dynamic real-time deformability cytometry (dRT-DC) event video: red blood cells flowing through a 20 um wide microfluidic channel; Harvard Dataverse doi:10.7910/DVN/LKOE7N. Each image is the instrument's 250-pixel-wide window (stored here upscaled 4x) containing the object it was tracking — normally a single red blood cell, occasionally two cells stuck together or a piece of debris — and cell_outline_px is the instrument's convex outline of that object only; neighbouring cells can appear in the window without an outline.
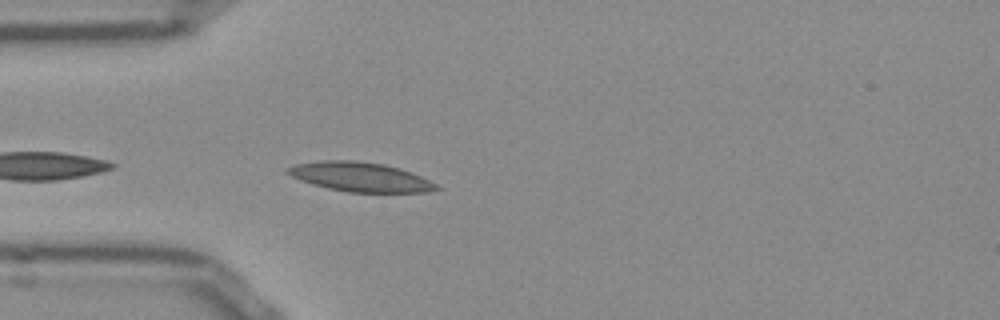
{"species": "Egyptian fruit bat (a non-hibernating species)", "species_latin": "Rousettus aegyptiacus", "temperature_condition": "room temperature", "stored_images_in_passage": 6, "camera_frame_rate_fps": 3000, "um_per_image_px": 0.085, "frame": {"image": 1, "passage_image": 2, "time_ms": 0.333, "image_size_px": [1000, 320], "cell_outline_px": [[440, 188], [428, 192], [348, 192], [328, 188], [312, 184], [300, 180], [284, 172], [284, 168], [296, 164], [324, 160], [352, 160], [384, 164], [400, 168], [412, 172], [436, 184]], "centroid_in_image_um": [30.59, 15.03], "position_along_channel_um": 54.4, "area_um2": 25.37}}
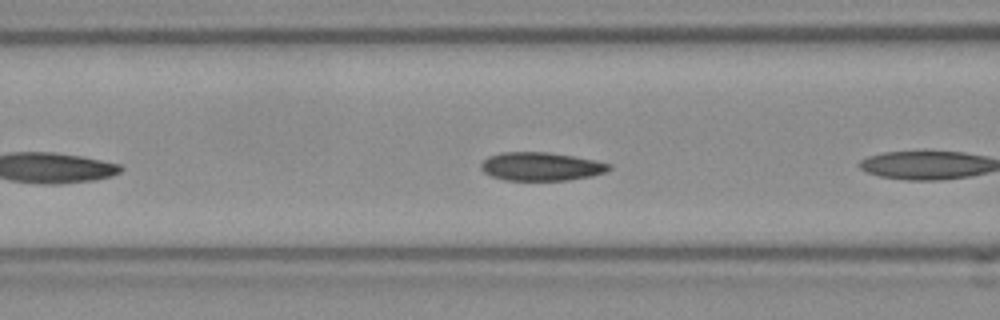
{"frame": {"image": 2, "passage_image": 5, "time_ms": 1.333, "image_size_px": [1000, 320], "cell_outline_px": [[612, 168], [604, 172], [592, 176], [568, 180], [504, 180], [492, 176], [484, 172], [480, 168], [480, 164], [488, 156], [500, 152], [548, 152], [596, 160], [612, 164]], "centroid_in_image_um": [45.99, 14.15], "position_along_channel_um": 120.6, "area_um2": 21.27}}